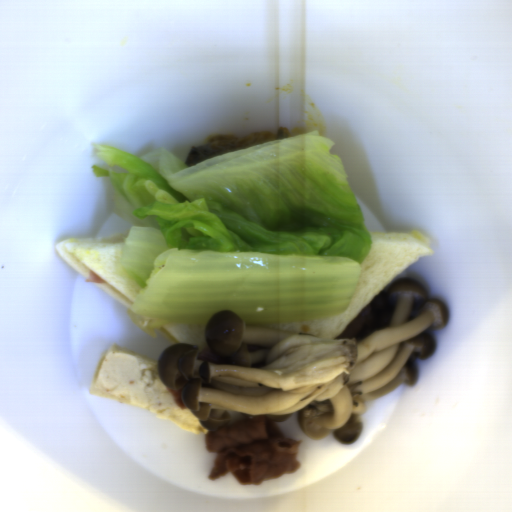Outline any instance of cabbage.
<instances>
[{
	"label": "cabbage",
	"instance_id": "4295e07d",
	"mask_svg": "<svg viewBox=\"0 0 512 512\" xmlns=\"http://www.w3.org/2000/svg\"><path fill=\"white\" fill-rule=\"evenodd\" d=\"M334 147L315 130L187 166L164 147L94 146L91 173L130 222L132 313L199 327L220 311L251 326L345 310L374 241Z\"/></svg>",
	"mask_w": 512,
	"mask_h": 512
}]
</instances>
